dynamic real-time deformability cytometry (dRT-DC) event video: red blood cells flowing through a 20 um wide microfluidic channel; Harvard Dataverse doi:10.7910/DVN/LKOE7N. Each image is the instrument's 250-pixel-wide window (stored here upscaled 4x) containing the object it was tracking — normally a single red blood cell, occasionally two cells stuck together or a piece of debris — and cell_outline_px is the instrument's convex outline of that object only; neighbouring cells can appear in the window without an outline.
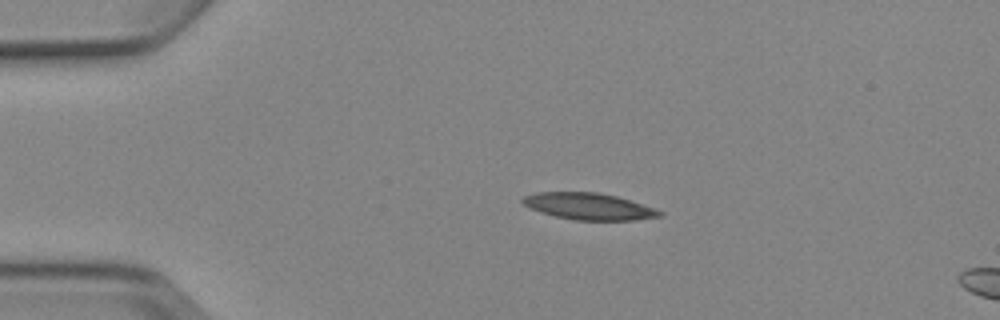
{"species": "Egyptian fruit bat (a non-hibernating species)", "species_latin": "Rousettus aegyptiacus", "temperature_condition": "cold", "stored_images_in_passage": 3, "segment_of_instrument_passage": [1, 2], "camera_frame_rate_fps": 3000, "um_per_image_px": 0.085, "animal": {"sex": "female"}, "frame": {"image": 1, "passage_image": 1, "time_ms": 0.0, "image_size_px": [1000, 320], "cell_outline_px": [[664, 216], [636, 220], [576, 220], [556, 216], [540, 212], [528, 208], [520, 200], [524, 196], [536, 192], [596, 192], [616, 196], [632, 200], [656, 208], [664, 212]], "centroid_in_image_um": [50.09, 17.54], "position_along_channel_um": 34.9, "area_um2": 21.5}}